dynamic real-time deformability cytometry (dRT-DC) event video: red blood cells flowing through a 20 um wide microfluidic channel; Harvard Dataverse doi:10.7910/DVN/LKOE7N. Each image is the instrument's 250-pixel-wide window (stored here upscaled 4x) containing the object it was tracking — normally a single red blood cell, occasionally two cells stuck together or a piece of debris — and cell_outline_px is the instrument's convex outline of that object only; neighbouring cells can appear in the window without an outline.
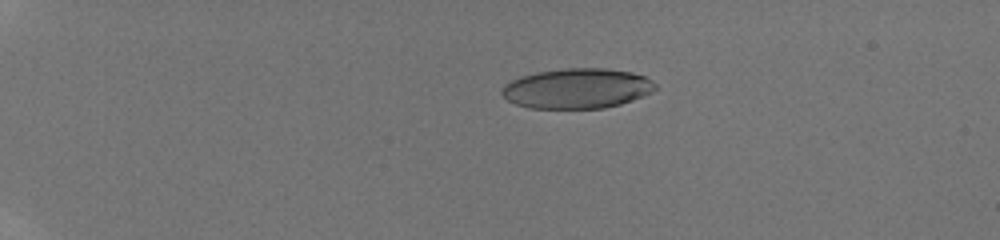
{"species": "human", "species_latin": "Homo sapiens", "temperature_condition": "room temperature", "stored_images_in_passage": 7, "camera_frame_rate_fps": 3000, "um_per_image_px": 0.085, "donor": {"sex": "male"}, "frame": {"image": 1, "passage_image": 1, "time_ms": 0.0, "image_size_px": [1000, 240], "cell_outline_px": [[656, 88], [652, 92], [632, 100], [620, 104], [604, 108], [528, 108], [516, 104], [508, 100], [500, 92], [504, 84], [520, 76], [536, 72], [564, 68], [604, 68], [632, 72], [644, 76], [652, 80], [656, 84]], "centroid_in_image_um": [49.04, 7.51], "position_along_channel_um": 36.0, "area_um2": 35.89}}
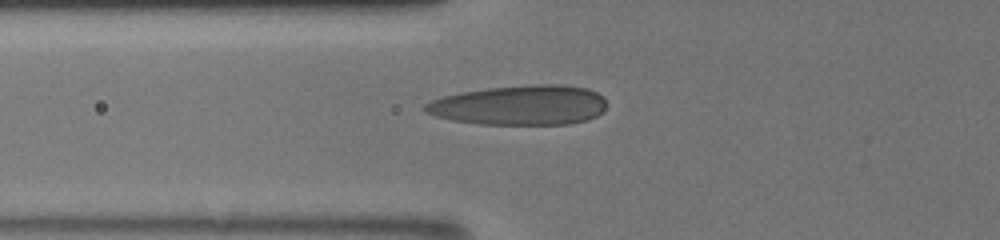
{"frame": {"image": 2, "passage_image": 5, "time_ms": 3.333, "image_size_px": [1000, 240], "cell_outline_px": [[608, 104], [596, 116], [588, 120], [568, 124], [480, 124], [452, 120], [436, 116], [424, 112], [420, 108], [424, 104], [432, 100], [444, 96], [460, 92], [488, 88], [532, 84], [560, 84], [588, 88], [604, 96]], "centroid_in_image_um": [44.19, 8.93], "position_along_channel_um": 81.6, "area_um2": 42.43}}
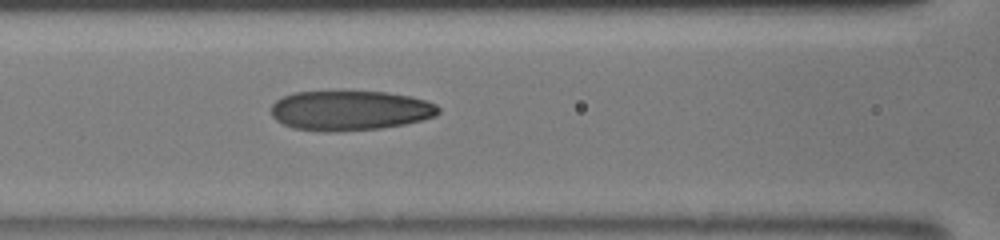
{"frame": {"image": 3, "passage_image": 7, "time_ms": 4.667, "image_size_px": [1000, 240], "cell_outline_px": [[440, 112], [436, 116], [404, 124], [380, 128], [332, 132], [324, 132], [292, 128], [276, 120], [272, 116], [272, 104], [276, 100], [284, 96], [296, 92], [388, 92], [412, 96], [436, 104], [440, 108]], "centroid_in_image_um": [29.76, 9.4], "position_along_channel_um": 136.8, "area_um2": 38.78}}